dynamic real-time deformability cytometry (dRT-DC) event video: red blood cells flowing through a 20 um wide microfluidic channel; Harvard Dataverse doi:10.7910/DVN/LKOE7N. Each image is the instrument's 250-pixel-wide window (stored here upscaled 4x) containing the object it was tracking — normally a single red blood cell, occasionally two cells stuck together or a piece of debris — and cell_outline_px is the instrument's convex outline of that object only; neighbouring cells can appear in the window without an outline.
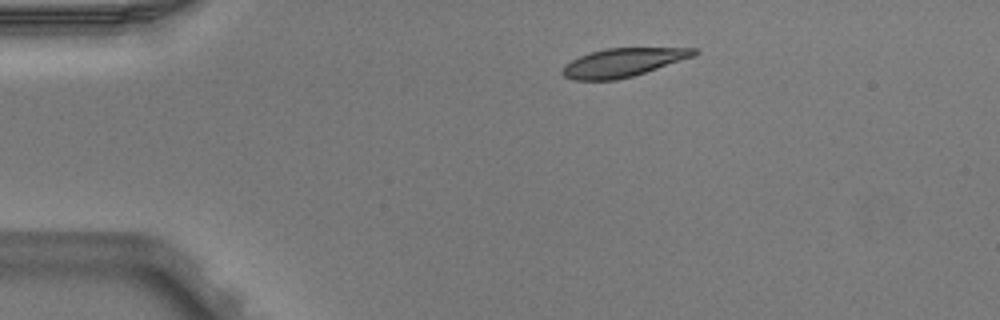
{"species": "Egyptian fruit bat (a non-hibernating species)", "species_latin": "Rousettus aegyptiacus", "temperature_condition": "warm", "stored_images_in_passage": 4, "camera_frame_rate_fps": 3000, "um_per_image_px": 0.085, "animal": {"sex": "male"}, "frame": {"image": 1, "passage_image": 1, "time_ms": 0.0, "image_size_px": [1000, 320], "cell_outline_px": [[700, 52], [696, 56], [632, 76], [616, 80], [572, 80], [564, 76], [560, 72], [564, 64], [580, 56], [592, 52], [608, 48], [700, 48]], "centroid_in_image_um": [52.97, 5.31], "position_along_channel_um": 32.0, "area_um2": 21.91}}
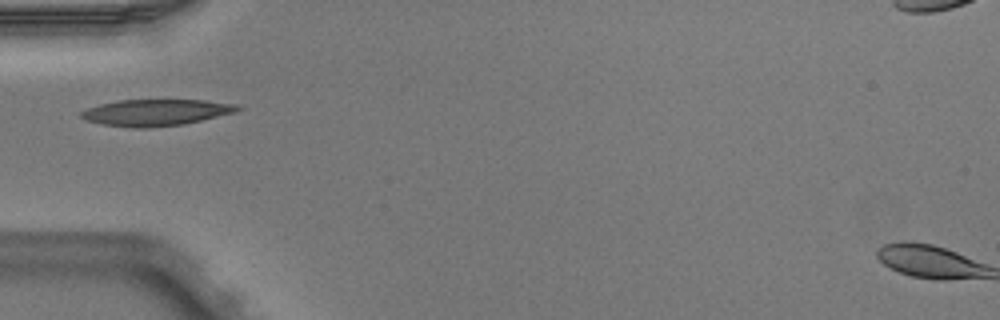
{"frame": {"image": 2, "passage_image": 3, "time_ms": 0.667, "image_size_px": [1000, 320], "cell_outline_px": [[244, 108], [236, 112], [184, 124], [148, 128], [132, 128], [104, 124], [88, 120], [80, 116], [80, 112], [88, 108], [100, 104], [120, 100], [204, 100], [240, 104]], "centroid_in_image_um": [13.32, 9.56], "position_along_channel_um": 71.7, "area_um2": 24.1}}
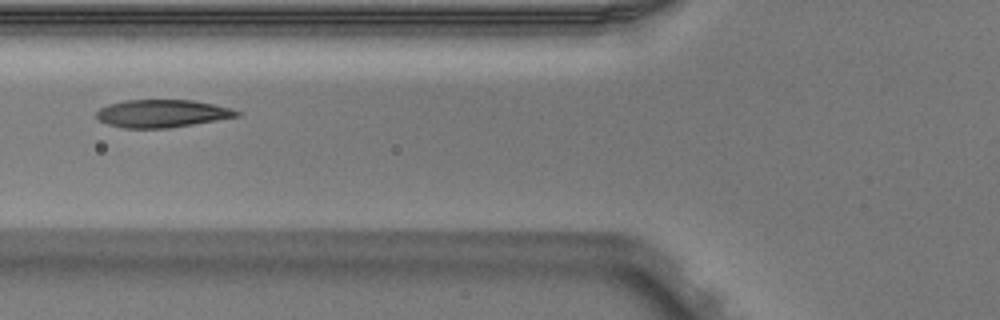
{"frame": {"image": 3, "passage_image": 4, "time_ms": 1.0, "image_size_px": [1000, 320], "cell_outline_px": [[244, 112], [240, 116], [168, 128], [124, 128], [108, 124], [100, 120], [96, 116], [96, 112], [100, 108], [108, 104], [124, 100], [192, 100], [232, 108]], "centroid_in_image_um": [13.8, 9.64], "position_along_channel_um": 112.0, "area_um2": 22.66}}